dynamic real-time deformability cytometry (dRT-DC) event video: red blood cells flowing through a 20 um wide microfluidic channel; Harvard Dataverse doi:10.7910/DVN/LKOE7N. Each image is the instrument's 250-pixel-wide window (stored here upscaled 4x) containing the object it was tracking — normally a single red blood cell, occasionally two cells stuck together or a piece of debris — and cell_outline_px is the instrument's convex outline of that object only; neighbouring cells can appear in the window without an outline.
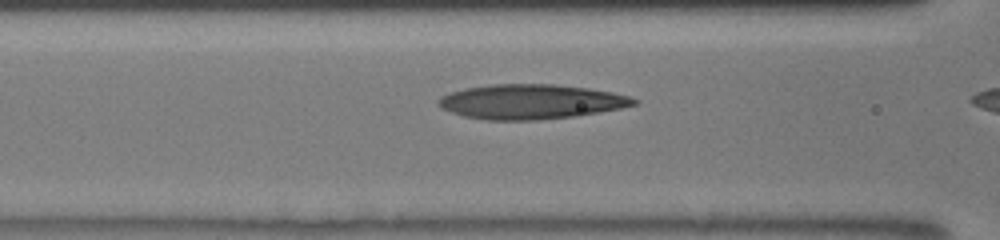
{"species": "human", "species_latin": "Homo sapiens", "temperature_condition": "room temperature", "stored_images_in_passage": 42, "camera_frame_rate_fps": 3000, "um_per_image_px": 0.085, "donor": {"sex": "male"}, "frame": {"image": 1, "passage_image": 14, "time_ms": 3.667, "image_size_px": [1000, 240], "cell_outline_px": [[640, 100], [636, 104], [620, 108], [576, 116], [536, 120], [484, 120], [464, 116], [452, 112], [436, 104], [436, 100], [440, 96], [464, 88], [492, 84], [552, 84], [588, 88], [612, 92], [628, 96]], "centroid_in_image_um": [45.1, 8.64], "position_along_channel_um": 121.5, "area_um2": 39.48}}
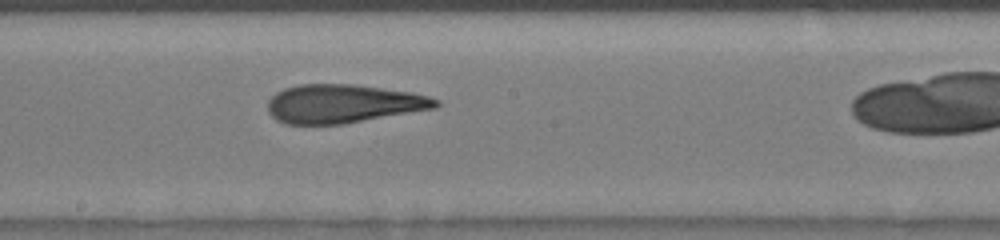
{"frame": {"image": 2, "passage_image": 22, "time_ms": 6.0, "image_size_px": [1000, 240], "cell_outline_px": [[440, 104], [436, 108], [344, 124], [284, 124], [276, 120], [268, 112], [268, 100], [276, 92], [284, 88], [300, 84], [352, 84], [412, 92], [428, 96], [440, 100]], "centroid_in_image_um": [29.17, 8.82], "position_along_channel_um": 219.0, "area_um2": 37.92}}
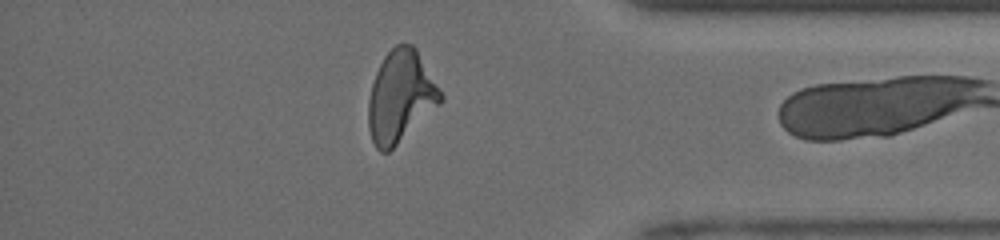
{"frame": {"image": 3, "passage_image": 40, "time_ms": 10.667, "image_size_px": [1000, 240], "cell_outline_px": [[444, 100], [440, 104], [388, 152], [380, 152], [376, 148], [372, 140], [368, 128], [368, 100], [372, 84], [376, 72], [384, 56], [396, 44], [412, 44], [416, 48], [444, 96]], "centroid_in_image_um": [34.04, 8.2], "position_along_channel_um": 401.2, "area_um2": 38.26}}